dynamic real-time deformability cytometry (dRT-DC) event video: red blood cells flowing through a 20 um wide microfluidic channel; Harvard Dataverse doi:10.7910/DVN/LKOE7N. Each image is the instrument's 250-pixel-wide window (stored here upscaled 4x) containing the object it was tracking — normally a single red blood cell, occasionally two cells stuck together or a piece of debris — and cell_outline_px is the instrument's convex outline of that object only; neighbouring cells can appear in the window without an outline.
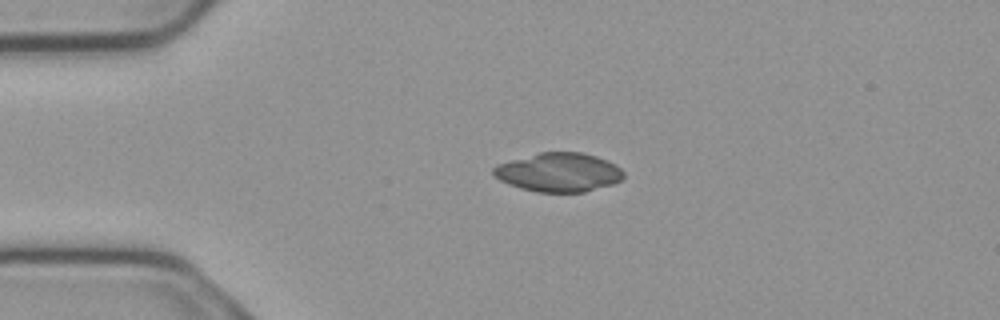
{"species": "common noctule bat (a hibernating species)", "species_latin": "Nyctalus noctula", "temperature_condition": "cold", "stored_images_in_passage": 2, "camera_frame_rate_fps": 3000, "um_per_image_px": 0.085, "animal": {"sex": "male", "body_mass_g": 23.1, "forearm_length_mm": 52.7}, "frame": {"image": 1, "passage_image": 1, "time_ms": 0.0, "image_size_px": [1000, 320], "cell_outline_px": [[624, 176], [620, 180], [612, 184], [584, 192], [536, 192], [520, 188], [508, 184], [500, 180], [492, 172], [492, 168], [496, 164], [540, 152], [584, 152], [596, 156], [616, 164], [624, 172]], "centroid_in_image_um": [47.49, 14.64], "position_along_channel_um": 37.5, "area_um2": 29.54}}